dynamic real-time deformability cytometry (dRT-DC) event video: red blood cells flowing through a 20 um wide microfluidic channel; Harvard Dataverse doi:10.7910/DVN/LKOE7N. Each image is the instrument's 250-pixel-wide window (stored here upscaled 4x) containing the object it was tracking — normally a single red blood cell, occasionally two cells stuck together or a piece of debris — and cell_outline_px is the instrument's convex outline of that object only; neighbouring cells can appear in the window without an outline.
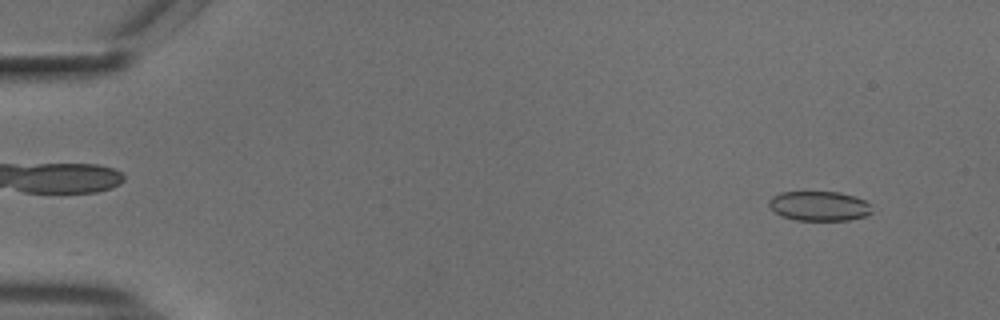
{"species": "common noctule bat (a hibernating species)", "species_latin": "Nyctalus noctula", "temperature_condition": "cold", "stored_images_in_passage": 17, "camera_frame_rate_fps": 3000, "um_per_image_px": 0.085, "animal": {"sex": "male", "body_mass_g": 18.8}, "frame": {"image": 1, "passage_image": 4, "time_ms": 1.0, "image_size_px": [1000, 320], "cell_outline_px": [[872, 212], [864, 216], [848, 220], [796, 220], [780, 216], [768, 204], [768, 200], [772, 196], [780, 192], [840, 192], [856, 196], [872, 204]], "centroid_in_image_um": [69.64, 17.5], "position_along_channel_um": 15.4, "area_um2": 17.92}}
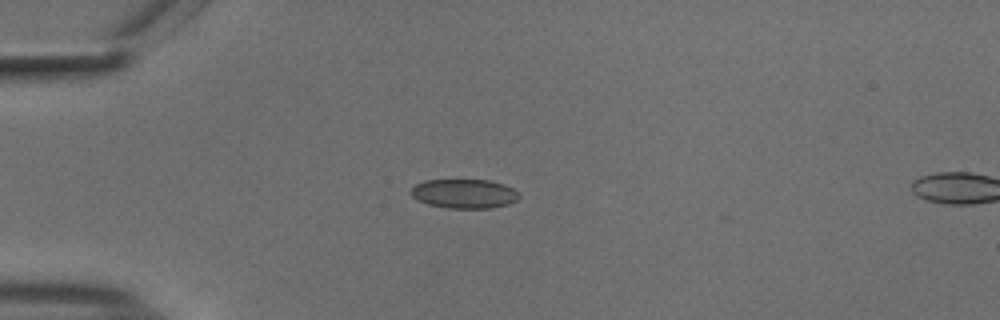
{"frame": {"image": 2, "passage_image": 14, "time_ms": 4.333, "image_size_px": [1000, 320], "cell_outline_px": [[520, 196], [516, 200], [508, 204], [488, 208], [448, 208], [428, 204], [416, 200], [412, 196], [412, 188], [416, 184], [424, 180], [488, 180], [504, 184], [512, 188]], "centroid_in_image_um": [39.44, 16.46], "position_along_channel_um": 45.6, "area_um2": 18.26}}